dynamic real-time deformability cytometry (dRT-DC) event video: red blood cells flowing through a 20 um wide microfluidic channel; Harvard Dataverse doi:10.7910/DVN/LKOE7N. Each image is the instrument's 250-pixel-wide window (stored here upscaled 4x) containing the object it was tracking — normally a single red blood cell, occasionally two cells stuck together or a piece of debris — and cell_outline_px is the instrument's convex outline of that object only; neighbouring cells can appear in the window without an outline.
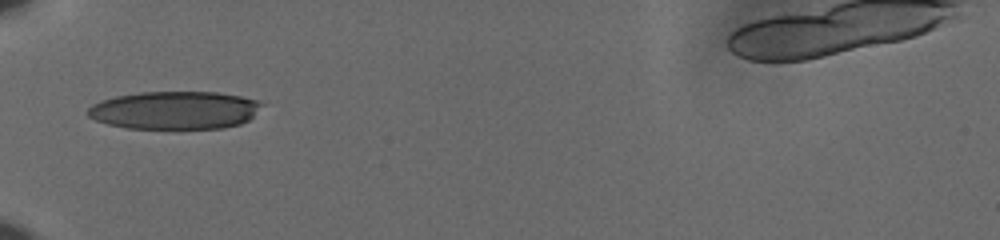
{"species": "human", "species_latin": "Homo sapiens", "temperature_condition": "cold", "stored_images_in_passage": 37, "camera_frame_rate_fps": 3000, "um_per_image_px": 0.085, "donor": {"sex": "male"}, "frame": {"image": 1, "passage_image": 1, "time_ms": 0.0, "image_size_px": [1000, 240], "cell_outline_px": [[264, 104], [248, 120], [240, 124], [224, 128], [128, 128], [108, 124], [96, 120], [88, 116], [88, 108], [92, 104], [100, 100], [116, 96], [140, 92], [216, 92], [240, 96], [260, 100]], "centroid_in_image_um": [14.86, 9.36], "position_along_channel_um": 70.1, "area_um2": 38.44}}
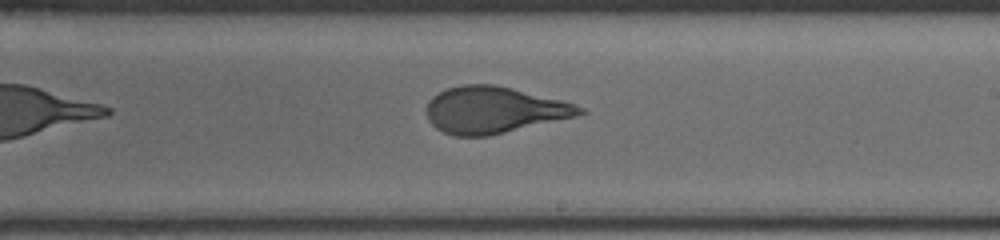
{"frame": {"image": 2, "passage_image": 16, "time_ms": 5.0, "image_size_px": [1000, 240], "cell_outline_px": [[588, 112], [576, 116], [488, 136], [452, 136], [436, 128], [428, 120], [428, 100], [432, 96], [448, 88], [464, 84], [492, 84], [512, 88], [560, 100], [584, 108]], "centroid_in_image_um": [41.96, 9.35], "position_along_channel_um": 247.0, "area_um2": 41.15}}
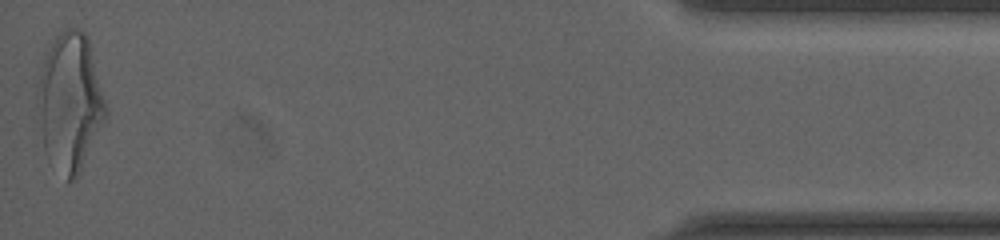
{"frame": {"image": 3, "passage_image": 37, "time_ms": 12.0, "image_size_px": [1000, 240], "cell_outline_px": [[108, 116], [80, 172], [68, 184], [44, 148], [36, 100], [36, 84], [44, 52], [56, 36], [60, 32], [68, 28], [76, 28], [84, 32], [88, 40], [108, 108]], "centroid_in_image_um": [5.94, 8.65], "position_along_channel_um": 429.3, "area_um2": 54.97}, "authors_computed_cell_mechanics": {"area_um2": 41.8472, "velocity_mm_per_s": 3.6307, "shape_relaxation_time_tau1_ms": 4.0904, "shape_relaxation_time_tau2_ms": null, "deformation_change_tau1": 0.1891, "deformation_change_tau2": null}}